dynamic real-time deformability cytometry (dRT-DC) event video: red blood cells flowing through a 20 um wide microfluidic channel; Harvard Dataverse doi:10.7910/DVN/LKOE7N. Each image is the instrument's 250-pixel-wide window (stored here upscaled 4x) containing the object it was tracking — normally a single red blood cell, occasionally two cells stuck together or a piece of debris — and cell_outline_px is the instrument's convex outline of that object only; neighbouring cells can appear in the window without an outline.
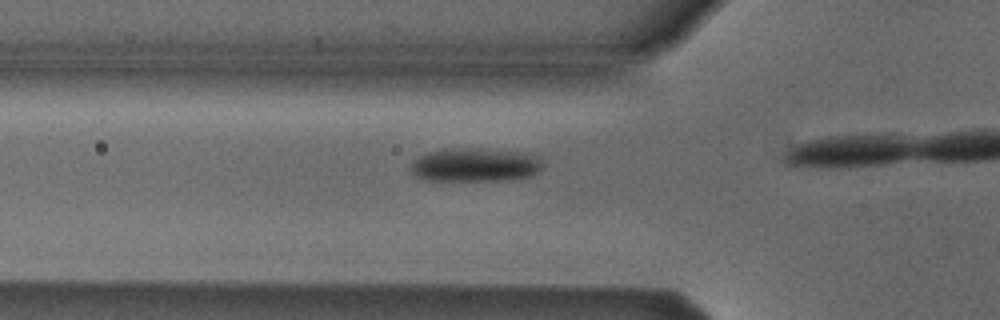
{"species": "Egyptian fruit bat (a non-hibernating species)", "species_latin": "Rousettus aegyptiacus", "temperature_condition": "cold", "stored_images_in_passage": 15, "camera_frame_rate_fps": 3000, "um_per_image_px": 0.085, "animal": {"sex": "male"}, "frame": {"image": 1, "passage_image": 13, "time_ms": 4.0, "image_size_px": [1000, 320], "cell_outline_px": [[544, 164], [540, 172], [532, 176], [508, 180], [424, 180], [416, 176], [408, 168], [412, 160], [424, 152], [468, 148], [480, 148], [524, 152], [540, 156]], "centroid_in_image_um": [40.42, 14.01], "position_along_channel_um": 85.4, "area_um2": 26.36}}